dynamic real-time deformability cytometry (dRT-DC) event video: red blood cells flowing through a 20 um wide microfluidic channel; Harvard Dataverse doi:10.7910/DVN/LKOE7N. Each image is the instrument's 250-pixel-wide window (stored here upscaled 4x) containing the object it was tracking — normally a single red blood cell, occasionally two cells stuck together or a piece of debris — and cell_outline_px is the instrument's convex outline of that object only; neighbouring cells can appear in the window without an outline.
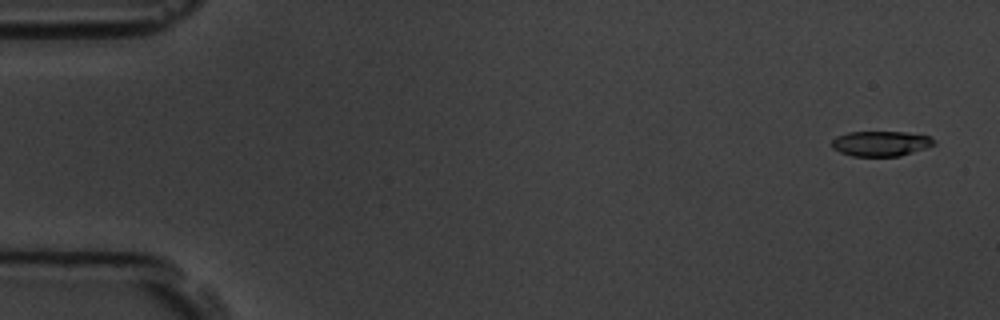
{"species": "common noctule bat (a hibernating species)", "species_latin": "Nyctalus noctula", "temperature_condition": "room temperature", "stored_images_in_passage": 5, "camera_frame_rate_fps": 3000, "um_per_image_px": 0.085, "animal": {"sex": "male", "body_mass_g": 19.5, "forearm_length_mm": 54.6}, "frame": {"image": 1, "passage_image": 1, "time_ms": 0.0, "image_size_px": [1000, 320], "cell_outline_px": [[936, 144], [900, 156], [852, 156], [840, 152], [832, 148], [832, 140], [836, 136], [848, 132], [904, 132], [928, 136], [936, 140]], "centroid_in_image_um": [74.85, 12.2], "position_along_channel_um": 10.2, "area_um2": 14.91}}
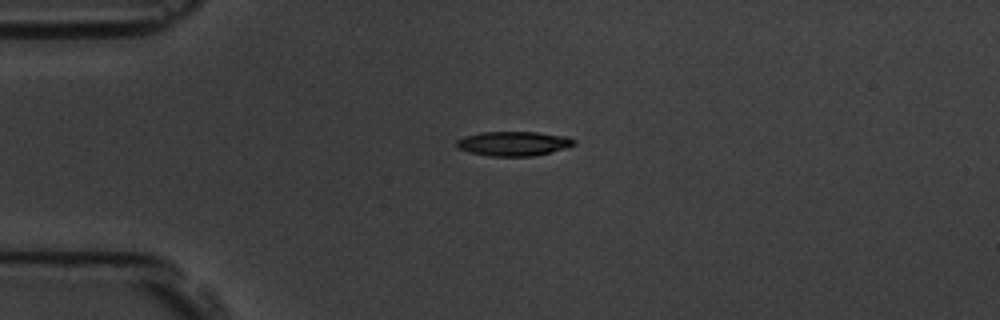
{"frame": {"image": 2, "passage_image": 4, "time_ms": 3.667, "image_size_px": [1000, 320], "cell_outline_px": [[576, 144], [568, 148], [532, 156], [488, 156], [468, 152], [456, 148], [456, 140], [464, 136], [480, 132], [536, 132], [568, 136], [576, 140]], "centroid_in_image_um": [43.65, 12.2], "position_along_channel_um": 41.4, "area_um2": 16.99}}